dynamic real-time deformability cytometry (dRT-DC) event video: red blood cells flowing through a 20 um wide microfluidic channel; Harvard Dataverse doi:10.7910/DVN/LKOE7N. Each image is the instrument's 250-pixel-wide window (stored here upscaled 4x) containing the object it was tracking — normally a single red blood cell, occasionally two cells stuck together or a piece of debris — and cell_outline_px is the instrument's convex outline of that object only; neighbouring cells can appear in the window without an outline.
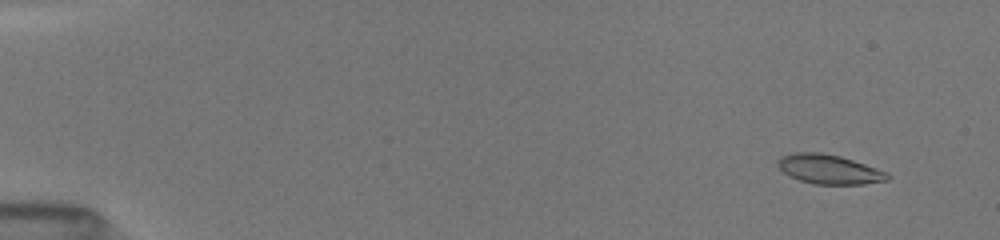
{"species": "common noctule bat (a hibernating species)", "species_latin": "Nyctalus noctula", "temperature_condition": "room temperature", "stored_images_in_passage": 25, "camera_frame_rate_fps": 3000, "um_per_image_px": 0.085, "animal": {"sex": "female", "body_mass_g": 19.5, "forearm_length_mm": 54.1}, "frame": {"image": 1, "passage_image": 4, "time_ms": 1.0, "image_size_px": [1000, 240], "cell_outline_px": [[892, 176], [888, 180], [864, 184], [812, 184], [788, 176], [776, 164], [780, 156], [796, 152], [820, 152], [840, 156], [876, 168]], "centroid_in_image_um": [70.44, 14.39], "position_along_channel_um": 14.6, "area_um2": 18.73}}
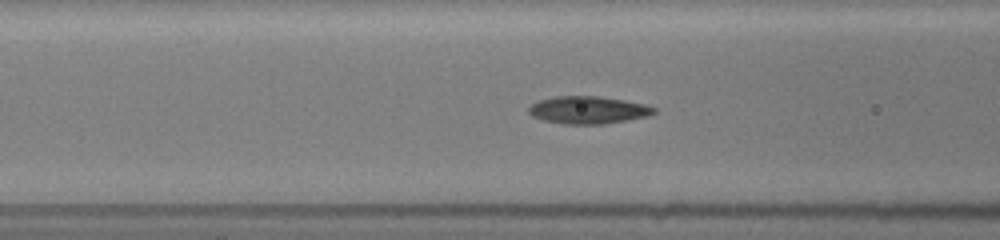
{"frame": {"image": 2, "passage_image": 22, "time_ms": 7.0, "image_size_px": [1000, 240], "cell_outline_px": [[656, 112], [648, 116], [604, 124], [564, 124], [544, 120], [532, 116], [528, 112], [528, 108], [532, 104], [540, 100], [552, 96], [596, 96], [624, 100], [644, 104], [656, 108]], "centroid_in_image_um": [49.98, 9.35], "position_along_channel_um": 116.6, "area_um2": 20.0}}
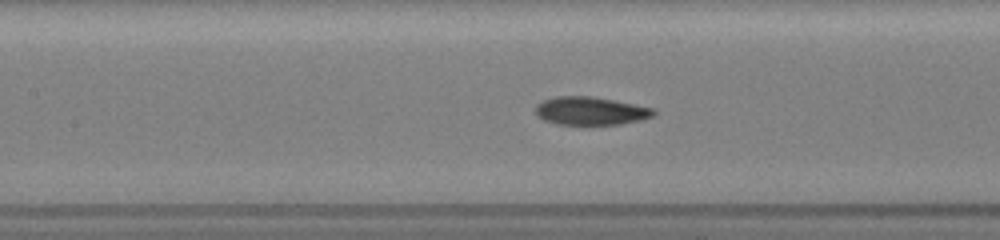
{"frame": {"image": 3, "passage_image": 25, "time_ms": 8.0, "image_size_px": [1000, 240], "cell_outline_px": [[656, 116], [640, 120], [620, 124], [584, 128], [556, 124], [544, 120], [536, 116], [536, 104], [544, 100], [556, 96], [592, 96], [656, 108]], "centroid_in_image_um": [50.21, 9.48], "position_along_channel_um": 157.2, "area_um2": 20.4}}